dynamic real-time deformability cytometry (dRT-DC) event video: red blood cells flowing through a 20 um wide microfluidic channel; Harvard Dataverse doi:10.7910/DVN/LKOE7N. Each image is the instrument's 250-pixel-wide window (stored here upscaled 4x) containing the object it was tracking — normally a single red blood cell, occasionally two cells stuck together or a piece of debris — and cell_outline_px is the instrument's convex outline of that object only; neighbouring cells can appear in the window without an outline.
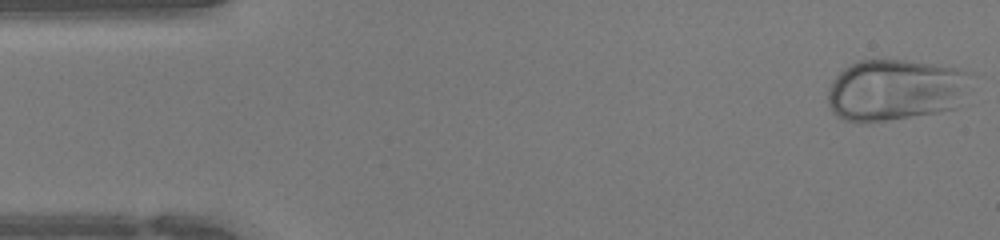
{"species": "human", "species_latin": "Homo sapiens", "temperature_condition": "warm", "stored_images_in_passage": 43, "camera_frame_rate_fps": 3000, "um_per_image_px": 0.085, "donor": {"sex": "female"}, "frame": {"image": 1, "passage_image": 1, "time_ms": 0.0, "image_size_px": [1000, 240], "cell_outline_px": [[972, 72], [956, 108], [936, 112], [860, 124], [856, 124], [844, 120], [836, 116], [832, 112], [828, 104], [828, 88], [832, 80], [844, 68], [860, 60], [904, 60], [932, 64], [956, 68]], "centroid_in_image_um": [76.02, 7.66], "position_along_channel_um": 9.0, "area_um2": 51.1}}
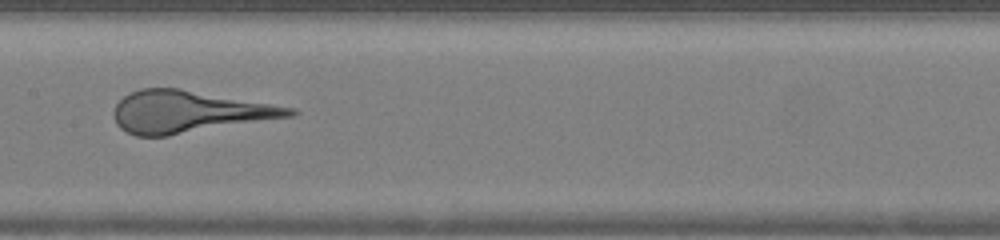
{"frame": {"image": 2, "passage_image": 21, "time_ms": 6.667, "image_size_px": [1000, 240], "cell_outline_px": [[300, 112], [296, 116], [168, 136], [136, 136], [120, 128], [116, 124], [112, 116], [112, 112], [116, 104], [124, 96], [140, 88], [180, 88], [296, 108]], "centroid_in_image_um": [16.08, 9.51], "position_along_channel_um": 191.3, "area_um2": 43.35}}
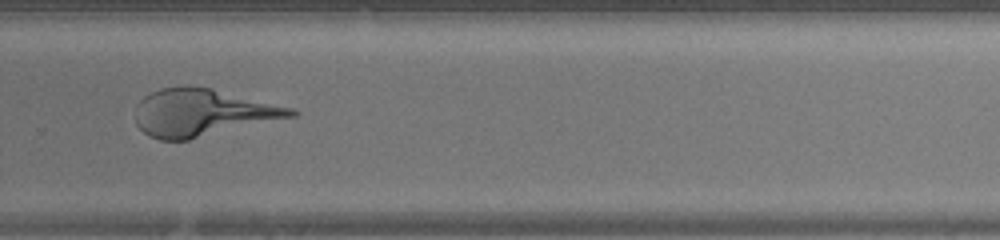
{"frame": {"image": 3, "passage_image": 29, "time_ms": 9.333, "image_size_px": [1000, 240], "cell_outline_px": [[300, 112], [296, 116], [188, 140], [160, 140], [148, 136], [136, 124], [136, 104], [144, 96], [160, 88], [188, 84], [212, 88], [292, 108]], "centroid_in_image_um": [17.18, 9.56], "position_along_channel_um": 312.6, "area_um2": 43.0}}